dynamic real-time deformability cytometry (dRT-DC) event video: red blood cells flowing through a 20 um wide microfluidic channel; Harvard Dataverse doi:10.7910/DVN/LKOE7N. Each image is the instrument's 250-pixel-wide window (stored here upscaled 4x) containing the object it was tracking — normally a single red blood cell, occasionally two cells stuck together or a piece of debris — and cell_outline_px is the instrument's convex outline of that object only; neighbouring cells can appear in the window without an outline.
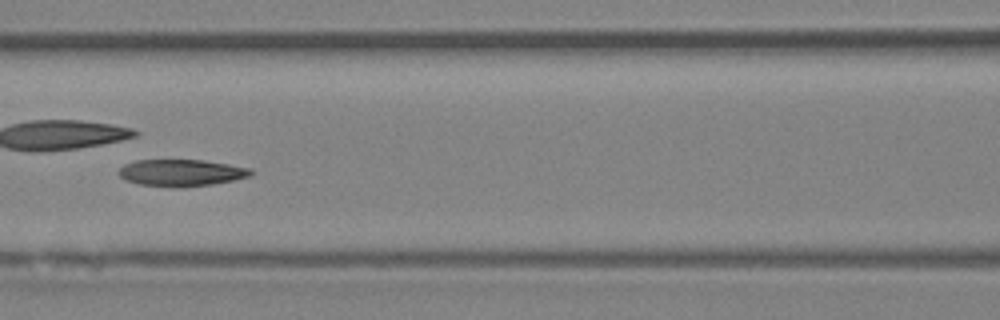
{"species": "Egyptian fruit bat (a non-hibernating species)", "species_latin": "Rousettus aegyptiacus", "temperature_condition": "room temperature", "stored_images_in_passage": 52, "camera_frame_rate_fps": 3000, "um_per_image_px": 0.085, "animal": {"sex": "female"}, "frame": {"image": 1, "passage_image": 23, "time_ms": 7.333, "image_size_px": [1000, 320], "cell_outline_px": [[252, 176], [212, 184], [176, 188], [140, 184], [124, 180], [120, 176], [120, 168], [124, 164], [136, 160], [204, 160], [252, 168]], "centroid_in_image_um": [15.42, 14.68], "position_along_channel_um": 151.2, "area_um2": 20.63}, "authors_computed_cell_mechanics": {"area_um2": 21.1837, "velocity_mm_per_s": 3.9598, "shape_relaxation_time_tau1_ms": null, "shape_relaxation_time_tau2_ms": 9.7771, "deformation_change_tau1": null, "deformation_change_tau2": 0.1493}}